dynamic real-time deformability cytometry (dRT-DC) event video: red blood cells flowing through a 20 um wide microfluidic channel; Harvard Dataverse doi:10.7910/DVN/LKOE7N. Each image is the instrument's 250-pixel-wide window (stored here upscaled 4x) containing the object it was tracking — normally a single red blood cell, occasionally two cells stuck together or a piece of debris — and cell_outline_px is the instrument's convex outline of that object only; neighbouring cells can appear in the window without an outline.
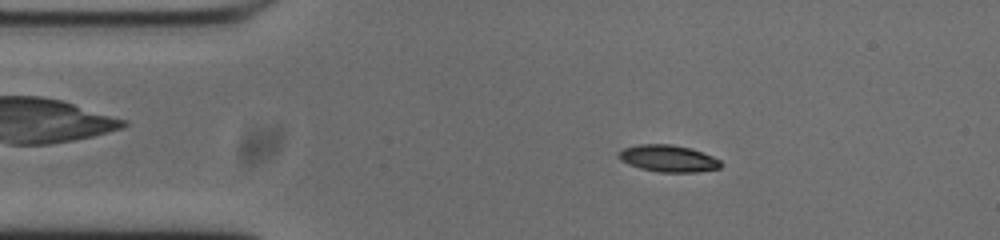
{"species": "common noctule bat (a hibernating species)", "species_latin": "Nyctalus noctula", "temperature_condition": "cold", "stored_images_in_passage": 53, "camera_frame_rate_fps": 3000, "um_per_image_px": 0.085, "animal": {"sex": "male", "body_mass_g": 20.0, "forearm_length_mm": 53.3}, "frame": {"image": 1, "passage_image": 8, "time_ms": 2.333, "image_size_px": [1000, 240], "cell_outline_px": [[724, 164], [720, 168], [696, 172], [656, 172], [640, 168], [628, 164], [620, 160], [616, 156], [624, 148], [640, 144], [672, 144], [688, 148], [712, 156], [720, 160]], "centroid_in_image_um": [56.79, 13.48], "position_along_channel_um": 28.2, "area_um2": 15.95}}
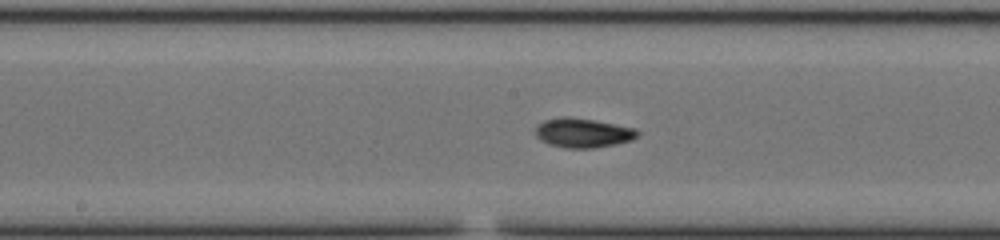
{"frame": {"image": 2, "passage_image": 25, "time_ms": 8.0, "image_size_px": [1000, 240], "cell_outline_px": [[640, 132], [632, 140], [616, 144], [592, 148], [568, 148], [548, 144], [540, 140], [536, 136], [536, 124], [544, 120], [564, 116], [568, 116], [592, 120], [636, 128]], "centroid_in_image_um": [49.53, 11.29], "position_along_channel_um": 198.7, "area_um2": 17.46}}
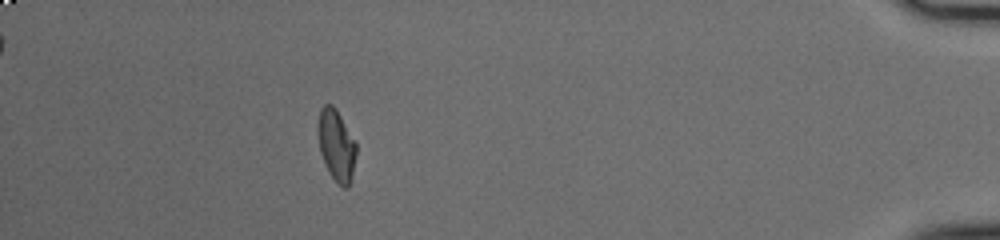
{"frame": {"image": 3, "passage_image": 47, "time_ms": 15.333, "image_size_px": [1000, 240], "cell_outline_px": [[356, 156], [352, 176], [348, 188], [344, 188], [328, 172], [324, 164], [320, 152], [316, 132], [316, 124], [320, 108], [324, 104], [332, 104], [336, 108], [356, 144]], "centroid_in_image_um": [28.55, 12.31], "position_along_channel_um": 406.7, "area_um2": 16.13}, "authors_computed_cell_mechanics": {"area_um2": 16.184, "velocity_mm_per_s": 3.7161, "shape_relaxation_time_tau1_ms": 4.5412, "shape_relaxation_time_tau2_ms": 3.7431, "deformation_change_tau1": 0.1487, "deformation_change_tau2": 0.078}}